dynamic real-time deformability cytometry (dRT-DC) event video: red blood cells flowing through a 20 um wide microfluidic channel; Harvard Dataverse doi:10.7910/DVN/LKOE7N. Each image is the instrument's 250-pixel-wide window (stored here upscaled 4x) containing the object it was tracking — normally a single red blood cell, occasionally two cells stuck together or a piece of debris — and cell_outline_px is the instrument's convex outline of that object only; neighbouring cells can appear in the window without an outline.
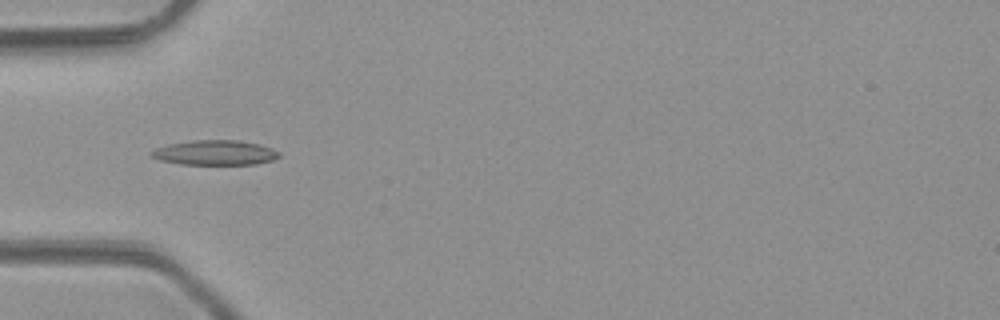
{"species": "common noctule bat (a hibernating species)", "species_latin": "Nyctalus noctula", "temperature_condition": "room temperature", "stored_images_in_passage": 5, "camera_frame_rate_fps": 3000, "um_per_image_px": 0.085, "animal": {"sex": "male", "body_mass_g": 23.1, "forearm_length_mm": 52.7}, "frame": {"image": 1, "passage_image": 4, "time_ms": 3.333, "image_size_px": [1000, 320], "cell_outline_px": [[280, 156], [272, 160], [256, 164], [180, 164], [160, 160], [152, 156], [148, 152], [156, 148], [168, 144], [192, 140], [240, 140], [260, 144], [272, 148], [280, 152]], "centroid_in_image_um": [18.28, 12.97], "position_along_channel_um": 66.7, "area_um2": 18.55}}
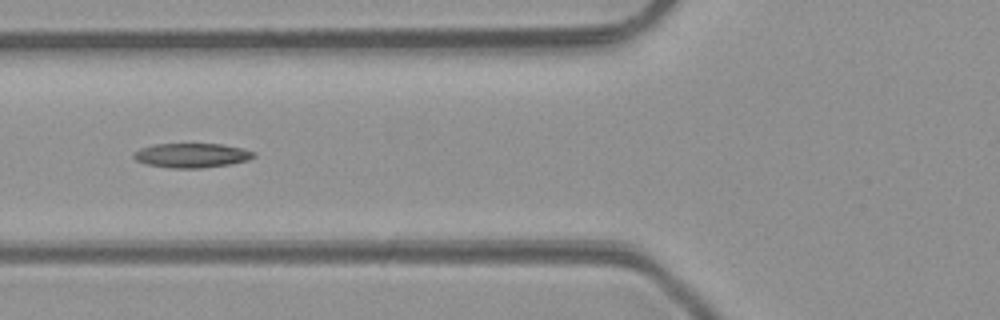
{"frame": {"image": 2, "passage_image": 5, "time_ms": 4.333, "image_size_px": [1000, 320], "cell_outline_px": [[256, 156], [248, 160], [232, 164], [200, 168], [172, 168], [144, 164], [136, 160], [132, 156], [132, 152], [140, 148], [156, 144], [220, 144], [244, 148], [256, 152]], "centroid_in_image_um": [16.3, 13.21], "position_along_channel_um": 109.5, "area_um2": 17.28}}